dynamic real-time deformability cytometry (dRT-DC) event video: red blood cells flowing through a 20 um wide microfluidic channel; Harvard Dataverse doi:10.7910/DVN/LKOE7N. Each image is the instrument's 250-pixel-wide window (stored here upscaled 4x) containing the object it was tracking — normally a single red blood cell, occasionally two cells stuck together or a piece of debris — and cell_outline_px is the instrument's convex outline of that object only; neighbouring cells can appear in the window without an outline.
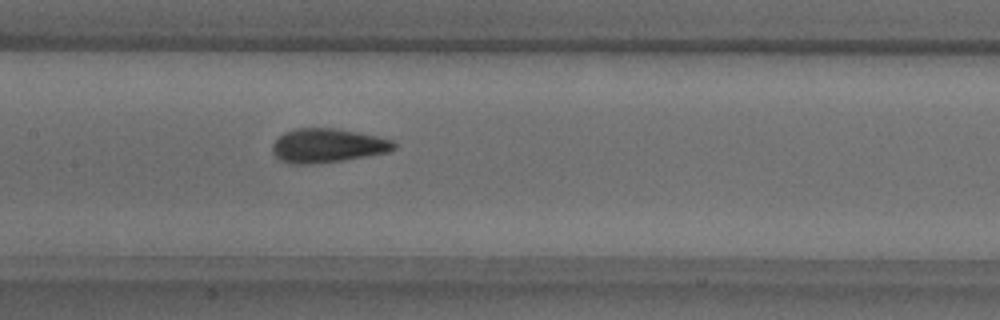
{"species": "common noctule bat (a hibernating species)", "species_latin": "Nyctalus noctula", "temperature_condition": "warm", "stored_images_in_passage": 37, "camera_frame_rate_fps": 3000, "um_per_image_px": 0.085, "animal": {"sex": "male", "body_mass_g": 18.8}, "frame": {"image": 1, "passage_image": 10, "time_ms": 3.0, "image_size_px": [1000, 320], "cell_outline_px": [[396, 148], [388, 152], [340, 160], [312, 164], [292, 164], [280, 160], [272, 152], [272, 144], [284, 132], [296, 128], [336, 128], [376, 136], [392, 140], [396, 144]], "centroid_in_image_um": [27.81, 12.37], "position_along_channel_um": 179.6, "area_um2": 23.87}, "authors_computed_cell_mechanics": {"area_um2": 23.12, "velocity_mm_per_s": 3.7987, "shape_relaxation_time_tau1_ms": null, "shape_relaxation_time_tau2_ms": 1.0477, "deformation_change_tau1": null, "deformation_change_tau2": 0.0636}}